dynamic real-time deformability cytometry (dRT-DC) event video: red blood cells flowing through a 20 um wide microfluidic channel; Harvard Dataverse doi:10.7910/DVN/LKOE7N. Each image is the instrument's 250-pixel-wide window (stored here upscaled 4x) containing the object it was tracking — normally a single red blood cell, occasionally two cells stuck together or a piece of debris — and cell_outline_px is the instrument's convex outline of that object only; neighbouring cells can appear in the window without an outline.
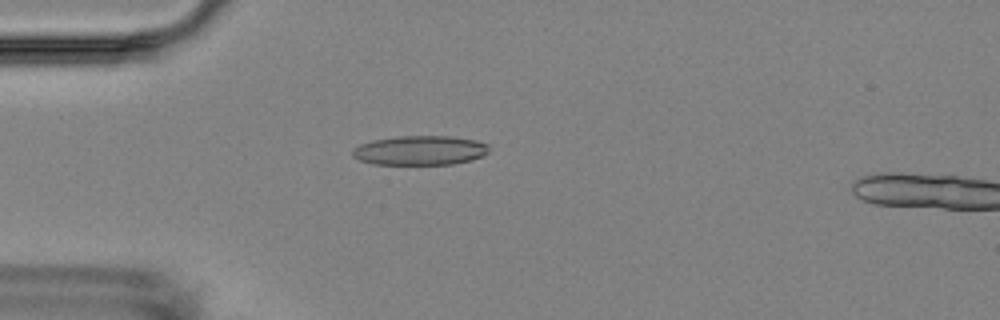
{"species": "Egyptian fruit bat (a non-hibernating species)", "species_latin": "Rousettus aegyptiacus", "temperature_condition": "room temperature", "stored_images_in_passage": 2, "camera_frame_rate_fps": 3000, "um_per_image_px": 0.085, "animal": {"sex": "female"}, "frame": {"image": 1, "passage_image": 1, "time_ms": 0.0, "image_size_px": [1000, 320], "cell_outline_px": [[488, 152], [484, 156], [472, 160], [452, 164], [372, 164], [360, 160], [352, 156], [352, 148], [360, 144], [372, 140], [400, 136], [448, 136], [476, 140], [488, 144]], "centroid_in_image_um": [35.7, 12.78], "position_along_channel_um": 49.3, "area_um2": 23.47}}